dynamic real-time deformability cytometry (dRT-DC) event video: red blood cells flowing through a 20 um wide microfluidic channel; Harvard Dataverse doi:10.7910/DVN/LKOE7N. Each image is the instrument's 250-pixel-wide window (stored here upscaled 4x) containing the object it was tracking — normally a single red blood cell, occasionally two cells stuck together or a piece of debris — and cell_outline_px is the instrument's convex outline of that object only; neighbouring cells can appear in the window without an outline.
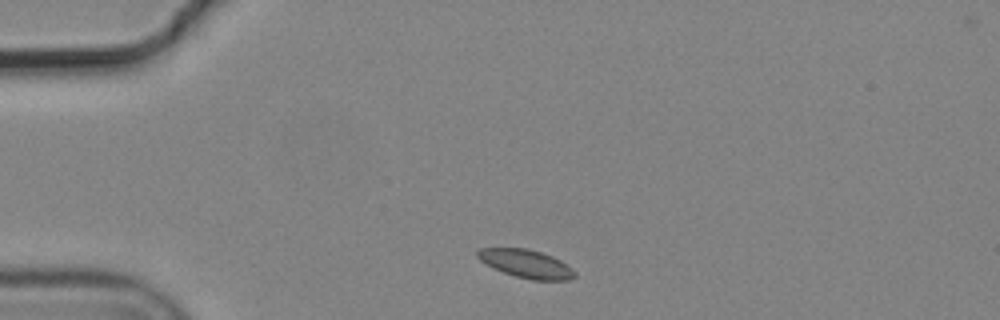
{"species": "common noctule bat (a hibernating species)", "species_latin": "Nyctalus noctula", "temperature_condition": "cold", "stored_images_in_passage": 2, "camera_frame_rate_fps": 3000, "um_per_image_px": 0.085, "animal": {"sex": "male", "body_mass_g": 19.2, "forearm_length_mm": 51.8}, "frame": {"image": 1, "passage_image": 1, "time_ms": 0.0, "image_size_px": [1000, 320], "cell_outline_px": [[576, 276], [568, 280], [532, 280], [516, 276], [504, 272], [480, 260], [476, 256], [476, 252], [480, 248], [528, 248], [552, 256], [560, 260], [572, 268], [576, 272]], "centroid_in_image_um": [44.75, 22.41], "position_along_channel_um": 40.2, "area_um2": 15.84}}